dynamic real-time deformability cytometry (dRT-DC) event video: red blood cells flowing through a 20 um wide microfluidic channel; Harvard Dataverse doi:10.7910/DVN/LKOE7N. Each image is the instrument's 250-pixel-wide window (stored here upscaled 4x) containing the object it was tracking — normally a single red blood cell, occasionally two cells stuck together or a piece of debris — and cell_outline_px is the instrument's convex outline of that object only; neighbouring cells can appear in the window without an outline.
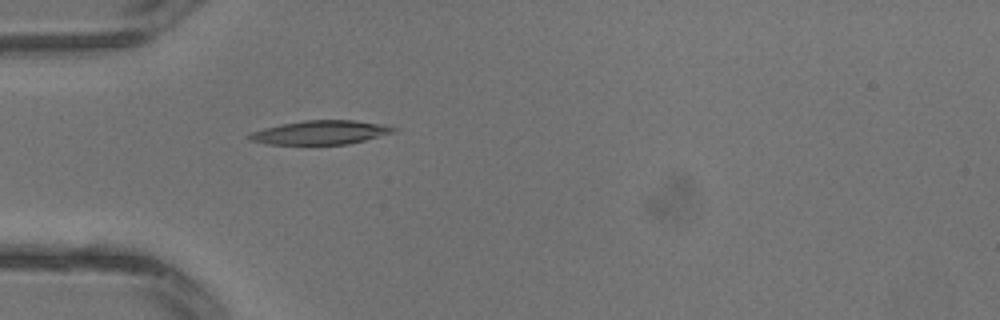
{"species": "common noctule bat (a hibernating species)", "species_latin": "Nyctalus noctula", "temperature_condition": "warm", "stored_images_in_passage": 3, "camera_frame_rate_fps": 3000, "um_per_image_px": 0.085, "animal": {"sex": "male", "body_mass_g": 13.3}, "frame": {"image": 1, "passage_image": 3, "time_ms": 0.667, "image_size_px": [1000, 320], "cell_outline_px": [[400, 128], [396, 132], [348, 144], [268, 144], [248, 140], [244, 136], [252, 132], [264, 128], [280, 124], [304, 120], [356, 120], [388, 124]], "centroid_in_image_um": [27.29, 11.25], "position_along_channel_um": 57.7, "area_um2": 20.4}}